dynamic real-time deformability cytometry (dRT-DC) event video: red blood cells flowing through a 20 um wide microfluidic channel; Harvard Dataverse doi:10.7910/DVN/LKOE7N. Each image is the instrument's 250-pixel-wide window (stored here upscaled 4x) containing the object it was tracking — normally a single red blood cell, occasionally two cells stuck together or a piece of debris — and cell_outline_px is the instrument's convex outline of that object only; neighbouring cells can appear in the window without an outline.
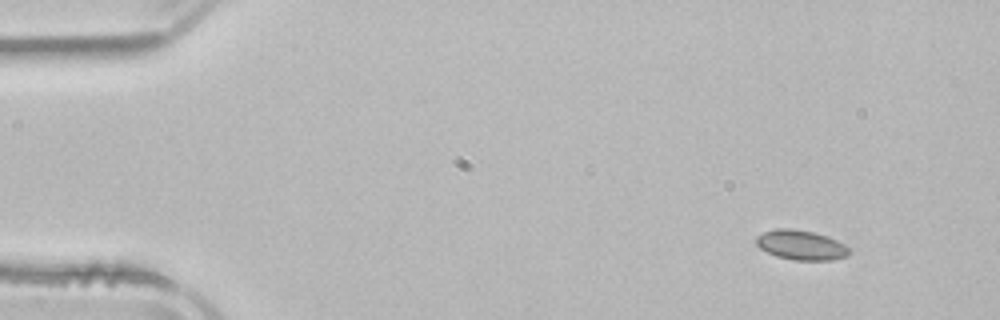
{"species": "common noctule bat (a hibernating species)", "species_latin": "Nyctalus noctula", "temperature_condition": "room temperature", "stored_images_in_passage": 5, "camera_frame_rate_fps": 3000, "um_per_image_px": 0.085, "animal": {"sex": "male", "body_mass_g": 21.5, "forearm_length_mm": 52.0}, "frame": {"image": 1, "passage_image": 1, "time_ms": 0.0, "image_size_px": [1000, 320], "cell_outline_px": [[852, 252], [848, 256], [832, 260], [796, 260], [776, 256], [760, 248], [756, 244], [756, 236], [764, 232], [776, 228], [792, 228], [812, 232], [828, 236], [844, 244]], "centroid_in_image_um": [68.1, 20.83], "position_along_channel_um": 16.9, "area_um2": 16.13}}